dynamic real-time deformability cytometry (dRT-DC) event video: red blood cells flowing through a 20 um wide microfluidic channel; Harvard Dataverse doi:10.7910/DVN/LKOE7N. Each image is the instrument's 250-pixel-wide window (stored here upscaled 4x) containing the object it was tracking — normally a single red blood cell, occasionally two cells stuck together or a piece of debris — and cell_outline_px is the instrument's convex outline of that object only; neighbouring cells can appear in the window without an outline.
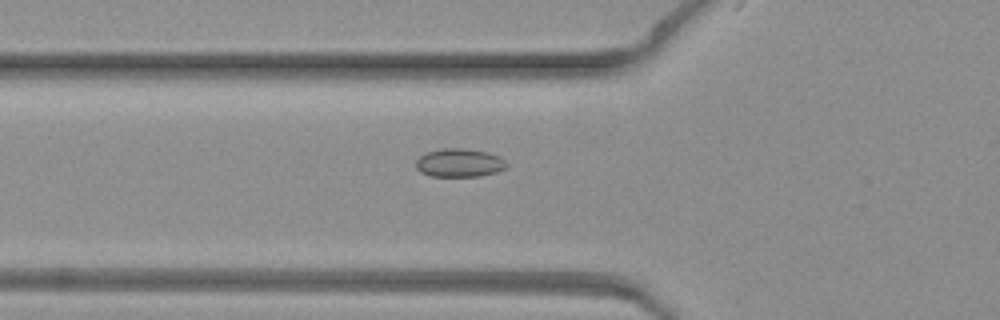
{"species": "common noctule bat (a hibernating species)", "species_latin": "Nyctalus noctula", "temperature_condition": "warm", "stored_images_in_passage": 46, "camera_frame_rate_fps": 3000, "um_per_image_px": 0.085, "animal": {"sex": "female", "body_mass_g": 19.3, "forearm_length_mm": 54.1}, "frame": {"image": 1, "passage_image": 18, "time_ms": 5.667, "image_size_px": [1000, 320], "cell_outline_px": [[508, 164], [504, 168], [496, 172], [480, 176], [428, 176], [420, 172], [416, 168], [416, 160], [420, 156], [428, 152], [444, 148], [464, 148], [488, 152], [500, 156]], "centroid_in_image_um": [39.04, 13.84], "position_along_channel_um": 86.8, "area_um2": 15.03}}
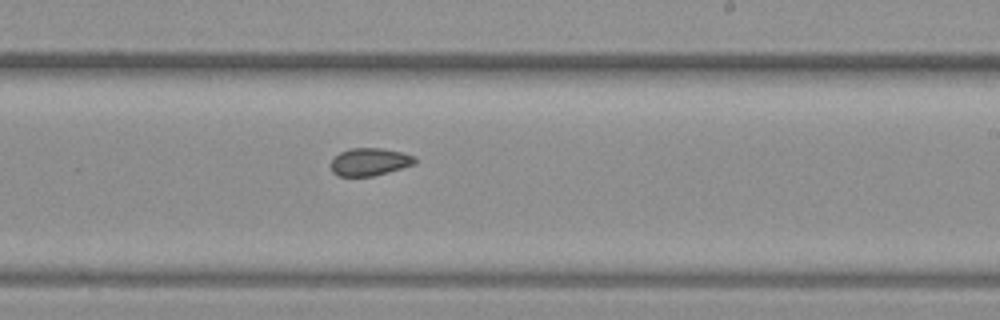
{"frame": {"image": 2, "passage_image": 30, "time_ms": 9.667, "image_size_px": [1000, 320], "cell_outline_px": [[416, 164], [388, 172], [372, 176], [340, 176], [332, 172], [332, 160], [340, 152], [352, 148], [384, 148], [404, 152], [416, 156]], "centroid_in_image_um": [31.48, 13.74], "position_along_channel_um": 257.5, "area_um2": 13.58}}
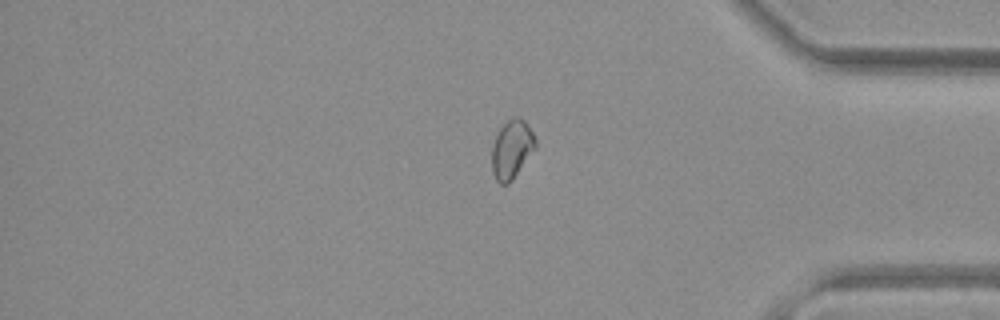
{"frame": {"image": 3, "passage_image": 41, "time_ms": 13.333, "image_size_px": [1000, 320], "cell_outline_px": [[536, 148], [512, 180], [508, 184], [500, 184], [496, 180], [492, 172], [492, 144], [500, 128], [512, 116], [516, 116], [524, 120], [532, 132], [536, 140]], "centroid_in_image_um": [43.49, 12.69], "position_along_channel_um": 391.7, "area_um2": 14.85}}